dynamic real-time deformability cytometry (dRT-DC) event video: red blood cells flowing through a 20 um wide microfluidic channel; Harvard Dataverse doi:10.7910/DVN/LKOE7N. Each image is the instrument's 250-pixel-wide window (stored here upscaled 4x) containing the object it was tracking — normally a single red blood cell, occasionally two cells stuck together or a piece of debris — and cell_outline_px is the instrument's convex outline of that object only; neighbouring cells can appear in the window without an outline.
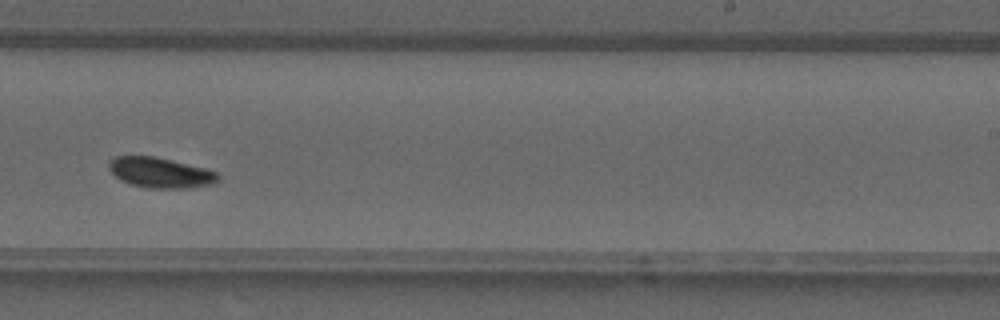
{"species": "common noctule bat (a hibernating species)", "species_latin": "Nyctalus noctula", "temperature_condition": "warm", "stored_images_in_passage": 25, "camera_frame_rate_fps": 3000, "um_per_image_px": 0.085, "animal": {"sex": "male", "forearm_length_mm": 52.5}, "frame": {"image": 1, "passage_image": 15, "time_ms": 4.667, "image_size_px": [1000, 320], "cell_outline_px": [[220, 176], [216, 184], [188, 188], [148, 188], [128, 184], [120, 180], [108, 168], [108, 164], [116, 156], [152, 156], [204, 168], [216, 172]], "centroid_in_image_um": [13.64, 14.69], "position_along_channel_um": 275.4, "area_um2": 19.19}}